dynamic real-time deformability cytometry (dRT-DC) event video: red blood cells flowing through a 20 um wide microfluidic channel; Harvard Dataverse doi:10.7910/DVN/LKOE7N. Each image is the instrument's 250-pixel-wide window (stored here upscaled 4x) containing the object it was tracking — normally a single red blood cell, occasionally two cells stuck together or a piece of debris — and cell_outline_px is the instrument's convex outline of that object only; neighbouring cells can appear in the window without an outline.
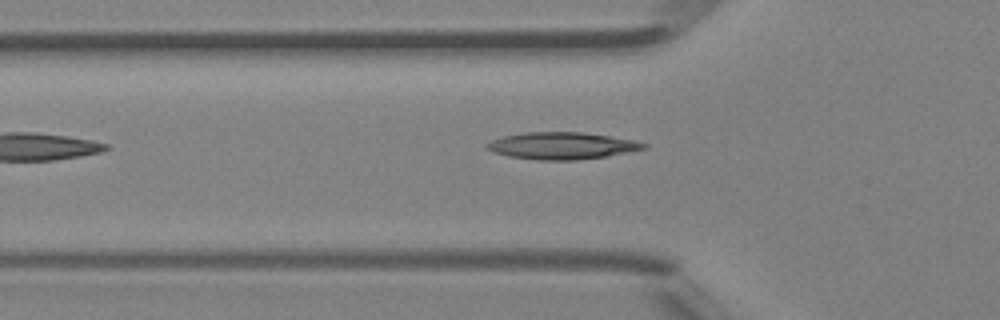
{"species": "Egyptian fruit bat (a non-hibernating species)", "species_latin": "Rousettus aegyptiacus", "temperature_condition": "room temperature", "stored_images_in_passage": 4, "camera_frame_rate_fps": 3000, "um_per_image_px": 0.085, "animal": {"sex": "female"}, "frame": {"image": 1, "passage_image": 4, "time_ms": 1.0, "image_size_px": [1000, 320], "cell_outline_px": [[648, 148], [604, 156], [572, 160], [540, 160], [508, 156], [492, 152], [484, 148], [484, 144], [492, 140], [504, 136], [524, 132], [584, 132], [632, 140], [648, 144]], "centroid_in_image_um": [47.7, 12.38], "position_along_channel_um": 78.1, "area_um2": 24.51}}